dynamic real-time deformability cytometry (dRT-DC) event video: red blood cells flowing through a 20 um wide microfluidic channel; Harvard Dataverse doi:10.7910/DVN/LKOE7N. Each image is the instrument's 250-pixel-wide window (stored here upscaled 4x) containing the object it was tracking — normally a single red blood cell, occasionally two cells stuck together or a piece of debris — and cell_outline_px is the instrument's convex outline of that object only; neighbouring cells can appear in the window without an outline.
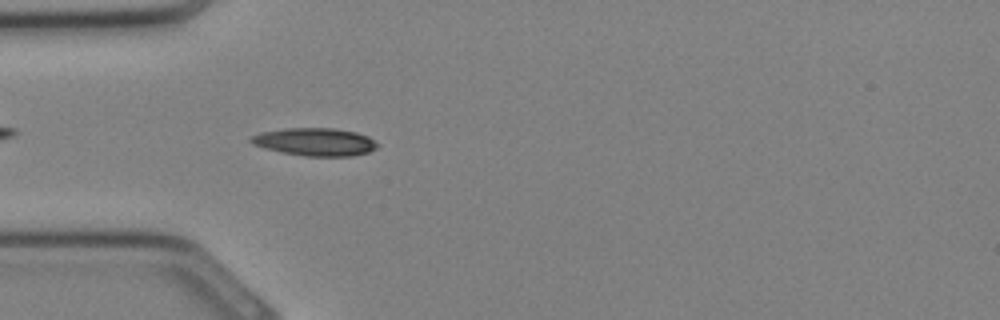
{"species": "Egyptian fruit bat (a non-hibernating species)", "species_latin": "Rousettus aegyptiacus", "temperature_condition": "cold", "stored_images_in_passage": 24, "camera_frame_rate_fps": 3000, "um_per_image_px": 0.085, "animal": {"sex": "female"}, "frame": {"image": 1, "passage_image": 1, "time_ms": 0.0, "image_size_px": [1000, 320], "cell_outline_px": [[380, 144], [376, 148], [368, 152], [352, 156], [304, 156], [280, 152], [264, 148], [252, 144], [248, 140], [252, 136], [260, 132], [284, 128], [332, 128], [356, 132], [368, 136]], "centroid_in_image_um": [26.76, 12.06], "position_along_channel_um": 58.2, "area_um2": 20.63}}
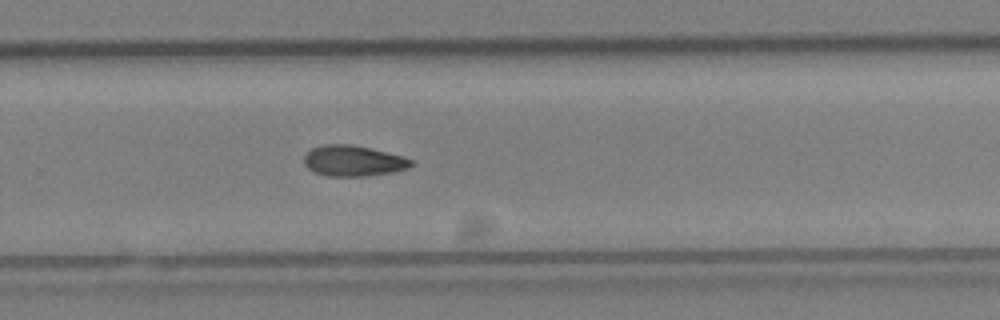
{"frame": {"image": 2, "passage_image": 13, "time_ms": 4.0, "image_size_px": [1000, 320], "cell_outline_px": [[416, 164], [408, 168], [392, 172], [364, 176], [328, 176], [312, 172], [304, 164], [304, 156], [312, 148], [324, 144], [352, 144], [404, 156], [412, 160]], "centroid_in_image_um": [30.03, 13.67], "position_along_channel_um": 299.8, "area_um2": 19.31}}
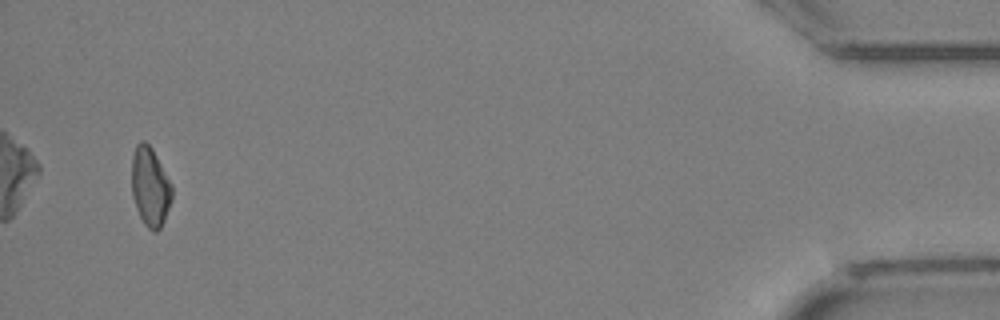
{"frame": {"image": 3, "passage_image": 23, "time_ms": 7.333, "image_size_px": [1000, 320], "cell_outline_px": [[172, 200], [164, 220], [160, 228], [156, 232], [152, 232], [144, 224], [136, 208], [132, 196], [132, 156], [136, 144], [140, 140], [144, 140], [152, 148], [172, 184]], "centroid_in_image_um": [12.76, 15.87], "position_along_channel_um": 422.4, "area_um2": 18.67}}